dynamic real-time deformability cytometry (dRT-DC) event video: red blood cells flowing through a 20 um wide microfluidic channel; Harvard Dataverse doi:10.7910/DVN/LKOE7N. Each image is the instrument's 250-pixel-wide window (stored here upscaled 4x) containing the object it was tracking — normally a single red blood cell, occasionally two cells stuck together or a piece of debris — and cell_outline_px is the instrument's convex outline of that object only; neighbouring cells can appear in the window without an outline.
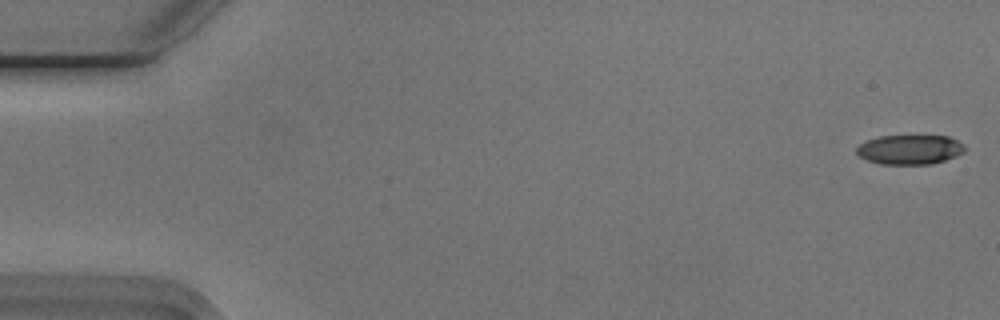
{"species": "Egyptian fruit bat (a non-hibernating species)", "species_latin": "Rousettus aegyptiacus", "temperature_condition": "cold", "stored_images_in_passage": 54, "camera_frame_rate_fps": 3000, "um_per_image_px": 0.085, "animal": {"sex": "male"}, "frame": {"image": 1, "passage_image": 1, "time_ms": 0.0, "image_size_px": [1000, 320], "cell_outline_px": [[964, 152], [956, 156], [932, 164], [880, 164], [868, 160], [860, 156], [856, 152], [856, 148], [860, 144], [868, 140], [880, 136], [948, 136], [964, 144]], "centroid_in_image_um": [77.34, 12.71], "position_along_channel_um": 7.7, "area_um2": 18.5}}
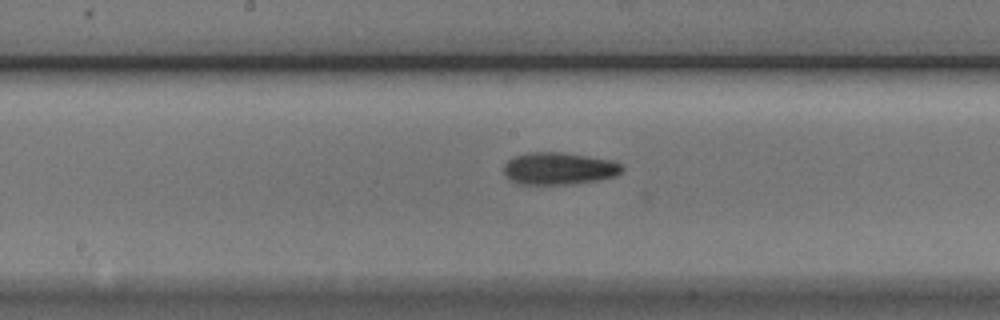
{"frame": {"image": 2, "passage_image": 28, "time_ms": 9.0, "image_size_px": [1000, 320], "cell_outline_px": [[624, 168], [616, 176], [596, 180], [568, 184], [520, 184], [504, 176], [504, 164], [508, 160], [516, 156], [532, 152], [556, 152], [588, 156], [612, 160], [620, 164]], "centroid_in_image_um": [47.5, 14.32], "position_along_channel_um": 200.7, "area_um2": 21.96}}
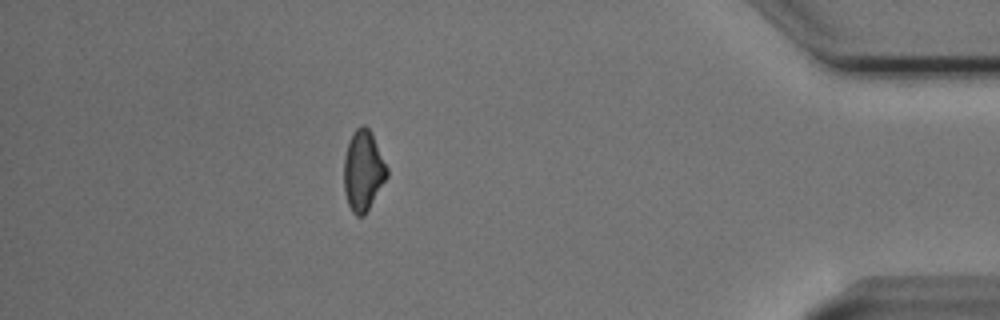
{"frame": {"image": 3, "passage_image": 48, "time_ms": 15.667, "image_size_px": [1000, 320], "cell_outline_px": [[388, 176], [364, 216], [356, 216], [352, 212], [348, 204], [344, 192], [344, 160], [348, 144], [352, 132], [356, 128], [364, 124], [368, 128], [388, 168]], "centroid_in_image_um": [30.86, 14.54], "position_along_channel_um": 404.3, "area_um2": 19.94}, "authors_computed_cell_mechanics": {"area_um2": 20.7502, "velocity_mm_per_s": 3.7596, "shape_relaxation_time_tau1_ms": 5.6769, "shape_relaxation_time_tau2_ms": 9.3002, "deformation_change_tau1": 0.1386, "deformation_change_tau2": 0.1875}}